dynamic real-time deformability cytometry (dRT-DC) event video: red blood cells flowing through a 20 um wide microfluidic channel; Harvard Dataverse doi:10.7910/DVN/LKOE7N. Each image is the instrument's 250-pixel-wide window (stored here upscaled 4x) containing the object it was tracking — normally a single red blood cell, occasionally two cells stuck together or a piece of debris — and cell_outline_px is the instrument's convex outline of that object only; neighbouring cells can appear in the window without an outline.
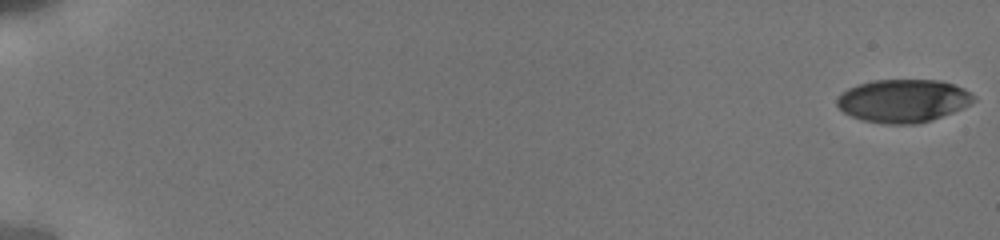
{"species": "human", "species_latin": "Homo sapiens", "temperature_condition": "cold", "stored_images_in_passage": 51, "camera_frame_rate_fps": 3000, "um_per_image_px": 0.085, "donor": {"sex": "male"}, "frame": {"image": 1, "passage_image": 1, "time_ms": 0.0, "image_size_px": [1000, 240], "cell_outline_px": [[976, 100], [972, 104], [964, 108], [932, 120], [916, 124], [888, 124], [864, 120], [852, 116], [844, 112], [836, 104], [836, 96], [848, 88], [872, 80], [940, 80], [964, 88], [972, 92], [976, 96]], "centroid_in_image_um": [76.81, 8.56], "position_along_channel_um": 8.2, "area_um2": 34.51}}
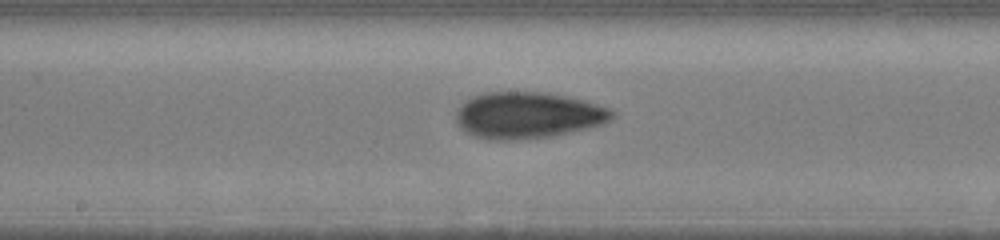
{"frame": {"image": 2, "passage_image": 30, "time_ms": 10.333, "image_size_px": [1000, 240], "cell_outline_px": [[616, 112], [604, 124], [588, 128], [552, 136], [512, 140], [488, 140], [472, 136], [464, 132], [456, 124], [456, 112], [460, 104], [464, 100], [472, 96], [484, 92], [540, 92], [568, 96], [584, 100], [612, 108]], "centroid_in_image_um": [44.83, 9.8], "position_along_channel_um": 203.4, "area_um2": 42.71}}
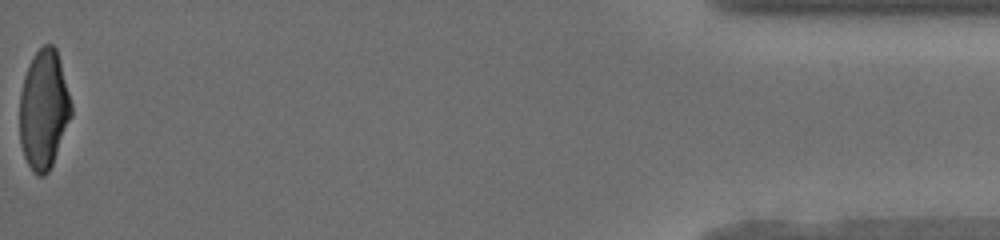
{"frame": {"image": 3, "passage_image": 51, "time_ms": 18.333, "image_size_px": [1000, 240], "cell_outline_px": [[72, 116], [52, 164], [48, 172], [44, 176], [36, 176], [32, 172], [24, 156], [20, 144], [20, 92], [24, 76], [32, 56], [44, 44], [52, 44], [56, 48], [72, 104]], "centroid_in_image_um": [3.71, 9.33], "position_along_channel_um": 431.5, "area_um2": 35.89}, "authors_computed_cell_mechanics": {"area_um2": 37.7434, "velocity_mm_per_s": 3.8612, "shape_relaxation_time_tau1_ms": 5.5743, "shape_relaxation_time_tau2_ms": 2.6644, "deformation_change_tau1": 0.1891, "deformation_change_tau2": 0.0843}}